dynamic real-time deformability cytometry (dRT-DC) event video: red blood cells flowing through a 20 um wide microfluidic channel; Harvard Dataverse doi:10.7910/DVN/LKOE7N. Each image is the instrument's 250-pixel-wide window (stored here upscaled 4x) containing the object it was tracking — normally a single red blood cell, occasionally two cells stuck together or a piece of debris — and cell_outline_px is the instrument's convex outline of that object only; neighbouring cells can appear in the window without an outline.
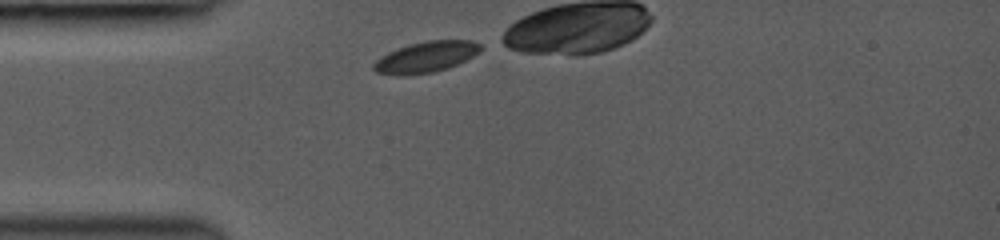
{"species": "common noctule bat (a hibernating species)", "species_latin": "Nyctalus noctula", "temperature_condition": "room temperature", "stored_images_in_passage": 18, "camera_frame_rate_fps": 3000, "um_per_image_px": 0.085, "animal": {"sex": "female", "body_mass_g": 19.0, "forearm_length_mm": 53.3}, "frame": {"image": 1, "passage_image": 1, "time_ms": 0.0, "image_size_px": [1000, 240], "cell_outline_px": [[480, 48], [472, 56], [448, 68], [432, 72], [376, 72], [372, 68], [372, 64], [376, 60], [388, 52], [396, 48], [408, 44], [428, 40], [472, 40], [480, 44]], "centroid_in_image_um": [36.22, 4.78], "position_along_channel_um": 48.8, "area_um2": 18.26}}
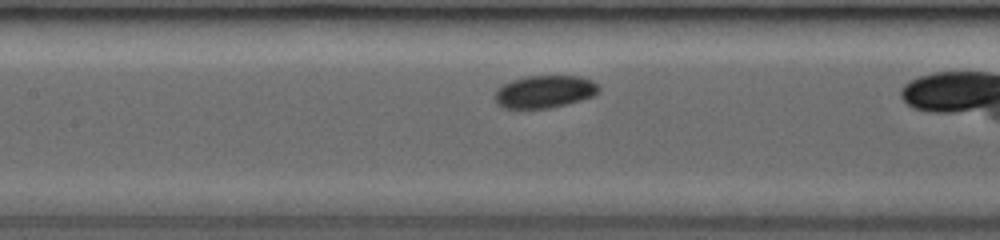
{"frame": {"image": 2, "passage_image": 11, "time_ms": 3.0, "image_size_px": [1000, 240], "cell_outline_px": [[600, 92], [592, 96], [580, 100], [552, 108], [504, 108], [496, 104], [492, 96], [496, 88], [512, 80], [524, 76], [580, 76], [592, 80], [600, 84]], "centroid_in_image_um": [46.27, 7.79], "position_along_channel_um": 161.1, "area_um2": 20.06}}